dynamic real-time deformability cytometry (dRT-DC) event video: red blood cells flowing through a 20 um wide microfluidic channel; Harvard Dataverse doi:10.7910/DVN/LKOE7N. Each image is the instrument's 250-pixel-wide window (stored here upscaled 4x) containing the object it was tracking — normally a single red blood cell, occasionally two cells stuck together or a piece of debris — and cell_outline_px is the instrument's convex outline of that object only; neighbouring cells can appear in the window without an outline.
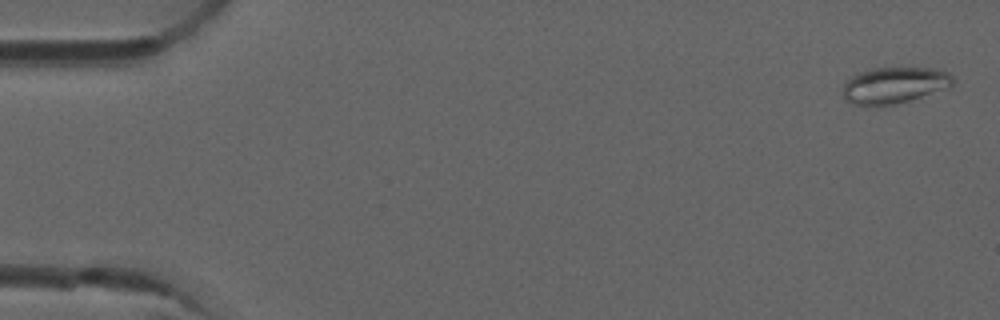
{"species": "common noctule bat (a hibernating species)", "species_latin": "Nyctalus noctula", "temperature_condition": "room temperature", "stored_images_in_passage": 5, "camera_frame_rate_fps": 3000, "um_per_image_px": 0.085, "animal": {"sex": "male", "forearm_length_mm": 52.5}, "frame": {"image": 1, "passage_image": 1, "time_ms": 0.0, "image_size_px": [1000, 320], "cell_outline_px": [[956, 80], [952, 88], [908, 100], [892, 104], [868, 108], [864, 108], [852, 104], [844, 100], [844, 84], [852, 76], [860, 72], [872, 68], [928, 68], [948, 72]], "centroid_in_image_um": [76.02, 7.27], "position_along_channel_um": 9.0, "area_um2": 23.7}}